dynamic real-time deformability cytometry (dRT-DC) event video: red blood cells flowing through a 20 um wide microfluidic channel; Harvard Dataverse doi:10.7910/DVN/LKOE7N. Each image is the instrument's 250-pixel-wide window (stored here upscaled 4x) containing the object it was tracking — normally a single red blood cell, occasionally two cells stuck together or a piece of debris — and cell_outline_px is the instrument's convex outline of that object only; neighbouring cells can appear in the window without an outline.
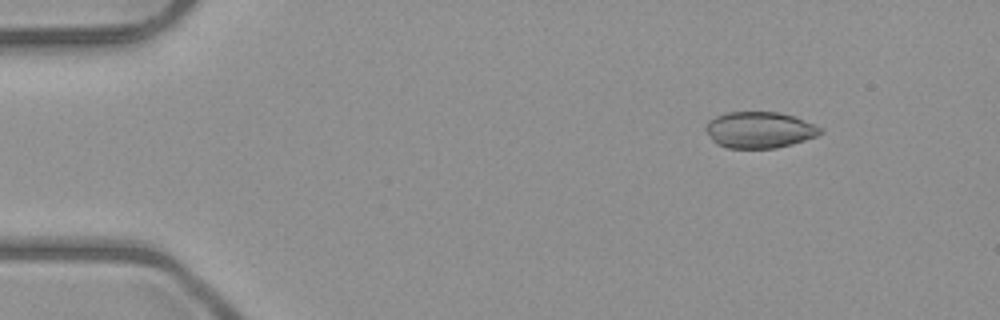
{"species": "common noctule bat (a hibernating species)", "species_latin": "Nyctalus noctula", "temperature_condition": "room temperature", "stored_images_in_passage": 7, "camera_frame_rate_fps": 3000, "um_per_image_px": 0.085, "animal": {"sex": "male", "body_mass_g": 23.1, "forearm_length_mm": 52.7}, "frame": {"image": 1, "passage_image": 1, "time_ms": 0.0, "image_size_px": [1000, 320], "cell_outline_px": [[824, 132], [816, 136], [792, 144], [776, 148], [728, 148], [716, 144], [712, 140], [704, 128], [704, 124], [708, 120], [716, 116], [728, 112], [776, 112], [796, 116], [820, 128]], "centroid_in_image_um": [64.51, 11.04], "position_along_channel_um": 20.5, "area_um2": 24.28}}
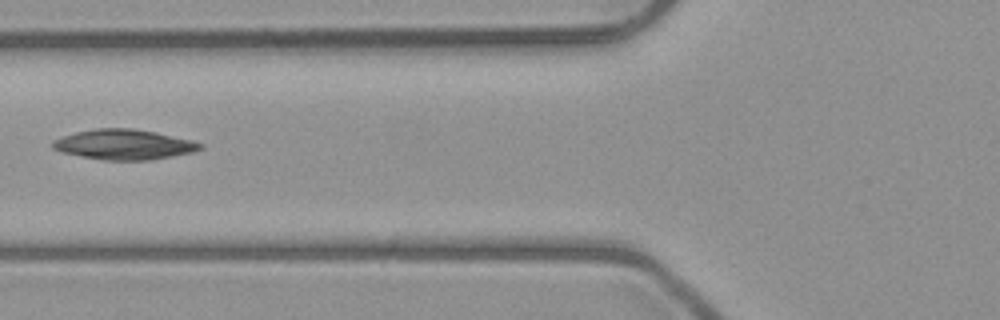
{"frame": {"image": 2, "passage_image": 5, "time_ms": 4.667, "image_size_px": [1000, 320], "cell_outline_px": [[204, 148], [192, 152], [172, 156], [148, 160], [104, 160], [64, 152], [52, 148], [52, 140], [76, 132], [96, 128], [132, 128], [156, 132], [192, 140], [204, 144]], "centroid_in_image_um": [10.58, 12.27], "position_along_channel_um": 115.2, "area_um2": 25.72}}
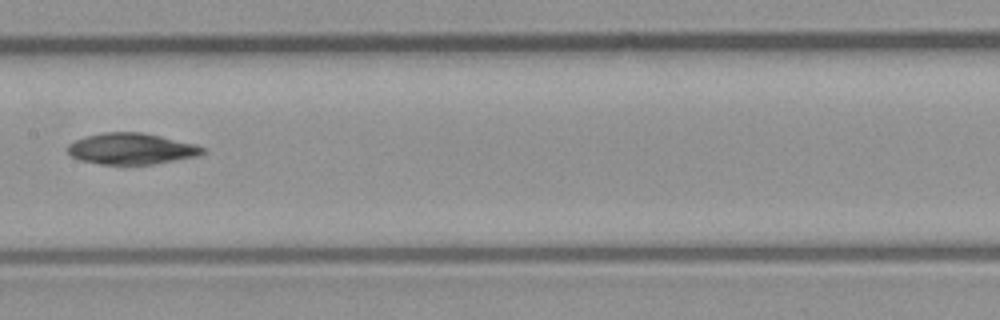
{"frame": {"image": 3, "passage_image": 7, "time_ms": 6.667, "image_size_px": [1000, 320], "cell_outline_px": [[208, 148], [204, 152], [196, 156], [152, 164], [100, 164], [80, 160], [72, 156], [68, 152], [68, 144], [84, 136], [104, 132], [144, 132], [196, 144]], "centroid_in_image_um": [11.18, 12.63], "position_along_channel_um": 196.2, "area_um2": 24.51}}